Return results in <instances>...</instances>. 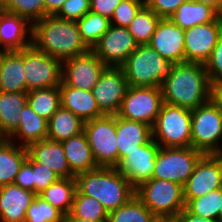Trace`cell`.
Wrapping results in <instances>:
<instances>
[{"label":"cell","mask_w":222,"mask_h":222,"mask_svg":"<svg viewBox=\"0 0 222 222\" xmlns=\"http://www.w3.org/2000/svg\"><path fill=\"white\" fill-rule=\"evenodd\" d=\"M160 88L164 103L190 110L214 96L205 65L197 62L177 63Z\"/></svg>","instance_id":"1"},{"label":"cell","mask_w":222,"mask_h":222,"mask_svg":"<svg viewBox=\"0 0 222 222\" xmlns=\"http://www.w3.org/2000/svg\"><path fill=\"white\" fill-rule=\"evenodd\" d=\"M32 45L61 62L90 50L81 39L76 21L56 15L32 23Z\"/></svg>","instance_id":"2"},{"label":"cell","mask_w":222,"mask_h":222,"mask_svg":"<svg viewBox=\"0 0 222 222\" xmlns=\"http://www.w3.org/2000/svg\"><path fill=\"white\" fill-rule=\"evenodd\" d=\"M77 190L97 199L109 213L127 203L135 188L116 167H98L75 176Z\"/></svg>","instance_id":"3"},{"label":"cell","mask_w":222,"mask_h":222,"mask_svg":"<svg viewBox=\"0 0 222 222\" xmlns=\"http://www.w3.org/2000/svg\"><path fill=\"white\" fill-rule=\"evenodd\" d=\"M175 62L165 60L148 44L138 45L120 66L128 86L161 87L173 71Z\"/></svg>","instance_id":"4"},{"label":"cell","mask_w":222,"mask_h":222,"mask_svg":"<svg viewBox=\"0 0 222 222\" xmlns=\"http://www.w3.org/2000/svg\"><path fill=\"white\" fill-rule=\"evenodd\" d=\"M221 142L222 105L213 96L206 103L191 110V147L204 154L221 156Z\"/></svg>","instance_id":"5"},{"label":"cell","mask_w":222,"mask_h":222,"mask_svg":"<svg viewBox=\"0 0 222 222\" xmlns=\"http://www.w3.org/2000/svg\"><path fill=\"white\" fill-rule=\"evenodd\" d=\"M152 138L163 148L191 147V110L163 102Z\"/></svg>","instance_id":"6"},{"label":"cell","mask_w":222,"mask_h":222,"mask_svg":"<svg viewBox=\"0 0 222 222\" xmlns=\"http://www.w3.org/2000/svg\"><path fill=\"white\" fill-rule=\"evenodd\" d=\"M135 195L154 216H177L185 208L183 186L169 180L151 178L135 189Z\"/></svg>","instance_id":"7"},{"label":"cell","mask_w":222,"mask_h":222,"mask_svg":"<svg viewBox=\"0 0 222 222\" xmlns=\"http://www.w3.org/2000/svg\"><path fill=\"white\" fill-rule=\"evenodd\" d=\"M84 132L98 167H117L116 115H103L84 122Z\"/></svg>","instance_id":"8"},{"label":"cell","mask_w":222,"mask_h":222,"mask_svg":"<svg viewBox=\"0 0 222 222\" xmlns=\"http://www.w3.org/2000/svg\"><path fill=\"white\" fill-rule=\"evenodd\" d=\"M204 153L193 147H160L152 178L184 185Z\"/></svg>","instance_id":"9"},{"label":"cell","mask_w":222,"mask_h":222,"mask_svg":"<svg viewBox=\"0 0 222 222\" xmlns=\"http://www.w3.org/2000/svg\"><path fill=\"white\" fill-rule=\"evenodd\" d=\"M162 104L160 87L128 86L117 115L152 127Z\"/></svg>","instance_id":"10"},{"label":"cell","mask_w":222,"mask_h":222,"mask_svg":"<svg viewBox=\"0 0 222 222\" xmlns=\"http://www.w3.org/2000/svg\"><path fill=\"white\" fill-rule=\"evenodd\" d=\"M24 71L27 92L61 84L62 62L33 45L24 48Z\"/></svg>","instance_id":"11"},{"label":"cell","mask_w":222,"mask_h":222,"mask_svg":"<svg viewBox=\"0 0 222 222\" xmlns=\"http://www.w3.org/2000/svg\"><path fill=\"white\" fill-rule=\"evenodd\" d=\"M107 66L92 51L62 62L61 81L77 89L91 91Z\"/></svg>","instance_id":"12"},{"label":"cell","mask_w":222,"mask_h":222,"mask_svg":"<svg viewBox=\"0 0 222 222\" xmlns=\"http://www.w3.org/2000/svg\"><path fill=\"white\" fill-rule=\"evenodd\" d=\"M219 188H222V156L204 154L183 185L184 199L198 198Z\"/></svg>","instance_id":"13"},{"label":"cell","mask_w":222,"mask_h":222,"mask_svg":"<svg viewBox=\"0 0 222 222\" xmlns=\"http://www.w3.org/2000/svg\"><path fill=\"white\" fill-rule=\"evenodd\" d=\"M127 88L121 67L107 66L91 92L104 115H117Z\"/></svg>","instance_id":"14"},{"label":"cell","mask_w":222,"mask_h":222,"mask_svg":"<svg viewBox=\"0 0 222 222\" xmlns=\"http://www.w3.org/2000/svg\"><path fill=\"white\" fill-rule=\"evenodd\" d=\"M221 34L222 15L215 21L185 29V62L205 64L210 58Z\"/></svg>","instance_id":"15"},{"label":"cell","mask_w":222,"mask_h":222,"mask_svg":"<svg viewBox=\"0 0 222 222\" xmlns=\"http://www.w3.org/2000/svg\"><path fill=\"white\" fill-rule=\"evenodd\" d=\"M137 46L128 28L110 25L92 51L106 66L120 67Z\"/></svg>","instance_id":"16"},{"label":"cell","mask_w":222,"mask_h":222,"mask_svg":"<svg viewBox=\"0 0 222 222\" xmlns=\"http://www.w3.org/2000/svg\"><path fill=\"white\" fill-rule=\"evenodd\" d=\"M159 149L160 145L152 138L148 143L127 153L116 168L136 189L152 178Z\"/></svg>","instance_id":"17"},{"label":"cell","mask_w":222,"mask_h":222,"mask_svg":"<svg viewBox=\"0 0 222 222\" xmlns=\"http://www.w3.org/2000/svg\"><path fill=\"white\" fill-rule=\"evenodd\" d=\"M148 45L165 60L185 62L184 30L169 18H161Z\"/></svg>","instance_id":"18"},{"label":"cell","mask_w":222,"mask_h":222,"mask_svg":"<svg viewBox=\"0 0 222 222\" xmlns=\"http://www.w3.org/2000/svg\"><path fill=\"white\" fill-rule=\"evenodd\" d=\"M0 45L5 51H19L32 45V23L0 9Z\"/></svg>","instance_id":"19"},{"label":"cell","mask_w":222,"mask_h":222,"mask_svg":"<svg viewBox=\"0 0 222 222\" xmlns=\"http://www.w3.org/2000/svg\"><path fill=\"white\" fill-rule=\"evenodd\" d=\"M37 195L16 184L0 187V222H25L26 211Z\"/></svg>","instance_id":"20"},{"label":"cell","mask_w":222,"mask_h":222,"mask_svg":"<svg viewBox=\"0 0 222 222\" xmlns=\"http://www.w3.org/2000/svg\"><path fill=\"white\" fill-rule=\"evenodd\" d=\"M27 151L33 161L52 169L60 178H75L68 165L61 142L46 138L30 144Z\"/></svg>","instance_id":"21"},{"label":"cell","mask_w":222,"mask_h":222,"mask_svg":"<svg viewBox=\"0 0 222 222\" xmlns=\"http://www.w3.org/2000/svg\"><path fill=\"white\" fill-rule=\"evenodd\" d=\"M59 90L61 107L70 110L82 121L86 122L104 115L91 91L70 87L62 81Z\"/></svg>","instance_id":"22"},{"label":"cell","mask_w":222,"mask_h":222,"mask_svg":"<svg viewBox=\"0 0 222 222\" xmlns=\"http://www.w3.org/2000/svg\"><path fill=\"white\" fill-rule=\"evenodd\" d=\"M118 163L129 152L152 139V127L138 121L127 120L116 115Z\"/></svg>","instance_id":"23"},{"label":"cell","mask_w":222,"mask_h":222,"mask_svg":"<svg viewBox=\"0 0 222 222\" xmlns=\"http://www.w3.org/2000/svg\"><path fill=\"white\" fill-rule=\"evenodd\" d=\"M47 126L48 120L39 116L27 103L21 110L20 124L17 130L8 139L19 146L28 147L32 143L47 138Z\"/></svg>","instance_id":"24"},{"label":"cell","mask_w":222,"mask_h":222,"mask_svg":"<svg viewBox=\"0 0 222 222\" xmlns=\"http://www.w3.org/2000/svg\"><path fill=\"white\" fill-rule=\"evenodd\" d=\"M24 72V49L6 51L1 62L0 91L27 92Z\"/></svg>","instance_id":"25"},{"label":"cell","mask_w":222,"mask_h":222,"mask_svg":"<svg viewBox=\"0 0 222 222\" xmlns=\"http://www.w3.org/2000/svg\"><path fill=\"white\" fill-rule=\"evenodd\" d=\"M61 143L68 165L75 176L98 168L84 131Z\"/></svg>","instance_id":"26"},{"label":"cell","mask_w":222,"mask_h":222,"mask_svg":"<svg viewBox=\"0 0 222 222\" xmlns=\"http://www.w3.org/2000/svg\"><path fill=\"white\" fill-rule=\"evenodd\" d=\"M26 104L27 92L0 91V138L8 139L17 130Z\"/></svg>","instance_id":"27"},{"label":"cell","mask_w":222,"mask_h":222,"mask_svg":"<svg viewBox=\"0 0 222 222\" xmlns=\"http://www.w3.org/2000/svg\"><path fill=\"white\" fill-rule=\"evenodd\" d=\"M27 157V147L19 146L7 138H0V187L14 183Z\"/></svg>","instance_id":"28"},{"label":"cell","mask_w":222,"mask_h":222,"mask_svg":"<svg viewBox=\"0 0 222 222\" xmlns=\"http://www.w3.org/2000/svg\"><path fill=\"white\" fill-rule=\"evenodd\" d=\"M219 16L220 14L209 5L194 0H186L169 19L185 30L196 25L215 21Z\"/></svg>","instance_id":"29"},{"label":"cell","mask_w":222,"mask_h":222,"mask_svg":"<svg viewBox=\"0 0 222 222\" xmlns=\"http://www.w3.org/2000/svg\"><path fill=\"white\" fill-rule=\"evenodd\" d=\"M47 138L62 142L84 131V121L70 110L60 107L48 120Z\"/></svg>","instance_id":"30"},{"label":"cell","mask_w":222,"mask_h":222,"mask_svg":"<svg viewBox=\"0 0 222 222\" xmlns=\"http://www.w3.org/2000/svg\"><path fill=\"white\" fill-rule=\"evenodd\" d=\"M76 191L75 178H60L39 193L38 196L64 215H68L71 212Z\"/></svg>","instance_id":"31"},{"label":"cell","mask_w":222,"mask_h":222,"mask_svg":"<svg viewBox=\"0 0 222 222\" xmlns=\"http://www.w3.org/2000/svg\"><path fill=\"white\" fill-rule=\"evenodd\" d=\"M27 103L39 116L49 120L61 107L59 86L28 91Z\"/></svg>","instance_id":"32"},{"label":"cell","mask_w":222,"mask_h":222,"mask_svg":"<svg viewBox=\"0 0 222 222\" xmlns=\"http://www.w3.org/2000/svg\"><path fill=\"white\" fill-rule=\"evenodd\" d=\"M76 23L82 41L90 50L99 42L110 26V20L107 17L91 11L86 13Z\"/></svg>","instance_id":"33"},{"label":"cell","mask_w":222,"mask_h":222,"mask_svg":"<svg viewBox=\"0 0 222 222\" xmlns=\"http://www.w3.org/2000/svg\"><path fill=\"white\" fill-rule=\"evenodd\" d=\"M160 19L153 10L144 5L127 28L138 45H145L150 42Z\"/></svg>","instance_id":"34"},{"label":"cell","mask_w":222,"mask_h":222,"mask_svg":"<svg viewBox=\"0 0 222 222\" xmlns=\"http://www.w3.org/2000/svg\"><path fill=\"white\" fill-rule=\"evenodd\" d=\"M74 217L91 221H108V212L95 198L81 194L76 191L72 209L70 212Z\"/></svg>","instance_id":"35"},{"label":"cell","mask_w":222,"mask_h":222,"mask_svg":"<svg viewBox=\"0 0 222 222\" xmlns=\"http://www.w3.org/2000/svg\"><path fill=\"white\" fill-rule=\"evenodd\" d=\"M221 198L222 188L215 189L198 198L184 199L185 208L197 216L218 220Z\"/></svg>","instance_id":"36"},{"label":"cell","mask_w":222,"mask_h":222,"mask_svg":"<svg viewBox=\"0 0 222 222\" xmlns=\"http://www.w3.org/2000/svg\"><path fill=\"white\" fill-rule=\"evenodd\" d=\"M154 215L134 195L127 203L108 213L107 222H148Z\"/></svg>","instance_id":"37"},{"label":"cell","mask_w":222,"mask_h":222,"mask_svg":"<svg viewBox=\"0 0 222 222\" xmlns=\"http://www.w3.org/2000/svg\"><path fill=\"white\" fill-rule=\"evenodd\" d=\"M45 0H0V9L27 18L31 23L45 17Z\"/></svg>","instance_id":"38"},{"label":"cell","mask_w":222,"mask_h":222,"mask_svg":"<svg viewBox=\"0 0 222 222\" xmlns=\"http://www.w3.org/2000/svg\"><path fill=\"white\" fill-rule=\"evenodd\" d=\"M65 215L38 195L26 211L25 222H64Z\"/></svg>","instance_id":"39"},{"label":"cell","mask_w":222,"mask_h":222,"mask_svg":"<svg viewBox=\"0 0 222 222\" xmlns=\"http://www.w3.org/2000/svg\"><path fill=\"white\" fill-rule=\"evenodd\" d=\"M144 5L145 0H122L114 9L110 25L127 28Z\"/></svg>","instance_id":"40"},{"label":"cell","mask_w":222,"mask_h":222,"mask_svg":"<svg viewBox=\"0 0 222 222\" xmlns=\"http://www.w3.org/2000/svg\"><path fill=\"white\" fill-rule=\"evenodd\" d=\"M26 161L32 166V182H34V193L36 195L60 179L52 169L33 161L29 156Z\"/></svg>","instance_id":"41"},{"label":"cell","mask_w":222,"mask_h":222,"mask_svg":"<svg viewBox=\"0 0 222 222\" xmlns=\"http://www.w3.org/2000/svg\"><path fill=\"white\" fill-rule=\"evenodd\" d=\"M204 65L210 84L215 89L222 84V34Z\"/></svg>","instance_id":"42"},{"label":"cell","mask_w":222,"mask_h":222,"mask_svg":"<svg viewBox=\"0 0 222 222\" xmlns=\"http://www.w3.org/2000/svg\"><path fill=\"white\" fill-rule=\"evenodd\" d=\"M90 11V0H66L56 16L70 21H78Z\"/></svg>","instance_id":"43"},{"label":"cell","mask_w":222,"mask_h":222,"mask_svg":"<svg viewBox=\"0 0 222 222\" xmlns=\"http://www.w3.org/2000/svg\"><path fill=\"white\" fill-rule=\"evenodd\" d=\"M186 0H145V5L160 18H169Z\"/></svg>","instance_id":"44"},{"label":"cell","mask_w":222,"mask_h":222,"mask_svg":"<svg viewBox=\"0 0 222 222\" xmlns=\"http://www.w3.org/2000/svg\"><path fill=\"white\" fill-rule=\"evenodd\" d=\"M122 0H90V11L111 19L114 9Z\"/></svg>","instance_id":"45"},{"label":"cell","mask_w":222,"mask_h":222,"mask_svg":"<svg viewBox=\"0 0 222 222\" xmlns=\"http://www.w3.org/2000/svg\"><path fill=\"white\" fill-rule=\"evenodd\" d=\"M14 184L23 189L34 192V182H32V166L25 161L17 173Z\"/></svg>","instance_id":"46"},{"label":"cell","mask_w":222,"mask_h":222,"mask_svg":"<svg viewBox=\"0 0 222 222\" xmlns=\"http://www.w3.org/2000/svg\"><path fill=\"white\" fill-rule=\"evenodd\" d=\"M177 216L182 220V222H219L216 219L197 216L193 213H190L186 208H184Z\"/></svg>","instance_id":"47"},{"label":"cell","mask_w":222,"mask_h":222,"mask_svg":"<svg viewBox=\"0 0 222 222\" xmlns=\"http://www.w3.org/2000/svg\"><path fill=\"white\" fill-rule=\"evenodd\" d=\"M66 0H45V16L56 15Z\"/></svg>","instance_id":"48"},{"label":"cell","mask_w":222,"mask_h":222,"mask_svg":"<svg viewBox=\"0 0 222 222\" xmlns=\"http://www.w3.org/2000/svg\"><path fill=\"white\" fill-rule=\"evenodd\" d=\"M214 8L220 15H222V0H194Z\"/></svg>","instance_id":"49"},{"label":"cell","mask_w":222,"mask_h":222,"mask_svg":"<svg viewBox=\"0 0 222 222\" xmlns=\"http://www.w3.org/2000/svg\"><path fill=\"white\" fill-rule=\"evenodd\" d=\"M64 222H101V221L85 220V219L74 217L71 213H69L68 215H65Z\"/></svg>","instance_id":"50"},{"label":"cell","mask_w":222,"mask_h":222,"mask_svg":"<svg viewBox=\"0 0 222 222\" xmlns=\"http://www.w3.org/2000/svg\"><path fill=\"white\" fill-rule=\"evenodd\" d=\"M214 97L220 102L222 105V84L217 86L214 89Z\"/></svg>","instance_id":"51"},{"label":"cell","mask_w":222,"mask_h":222,"mask_svg":"<svg viewBox=\"0 0 222 222\" xmlns=\"http://www.w3.org/2000/svg\"><path fill=\"white\" fill-rule=\"evenodd\" d=\"M148 222H166V216H153Z\"/></svg>","instance_id":"52"},{"label":"cell","mask_w":222,"mask_h":222,"mask_svg":"<svg viewBox=\"0 0 222 222\" xmlns=\"http://www.w3.org/2000/svg\"><path fill=\"white\" fill-rule=\"evenodd\" d=\"M166 222H182L178 216H166Z\"/></svg>","instance_id":"53"},{"label":"cell","mask_w":222,"mask_h":222,"mask_svg":"<svg viewBox=\"0 0 222 222\" xmlns=\"http://www.w3.org/2000/svg\"><path fill=\"white\" fill-rule=\"evenodd\" d=\"M218 221L222 222V198H221V207L219 208V213H218Z\"/></svg>","instance_id":"54"},{"label":"cell","mask_w":222,"mask_h":222,"mask_svg":"<svg viewBox=\"0 0 222 222\" xmlns=\"http://www.w3.org/2000/svg\"><path fill=\"white\" fill-rule=\"evenodd\" d=\"M3 55H4V53H0V70H1V62H2Z\"/></svg>","instance_id":"55"},{"label":"cell","mask_w":222,"mask_h":222,"mask_svg":"<svg viewBox=\"0 0 222 222\" xmlns=\"http://www.w3.org/2000/svg\"><path fill=\"white\" fill-rule=\"evenodd\" d=\"M6 51L3 49V47L0 45V53H5Z\"/></svg>","instance_id":"56"}]
</instances>
